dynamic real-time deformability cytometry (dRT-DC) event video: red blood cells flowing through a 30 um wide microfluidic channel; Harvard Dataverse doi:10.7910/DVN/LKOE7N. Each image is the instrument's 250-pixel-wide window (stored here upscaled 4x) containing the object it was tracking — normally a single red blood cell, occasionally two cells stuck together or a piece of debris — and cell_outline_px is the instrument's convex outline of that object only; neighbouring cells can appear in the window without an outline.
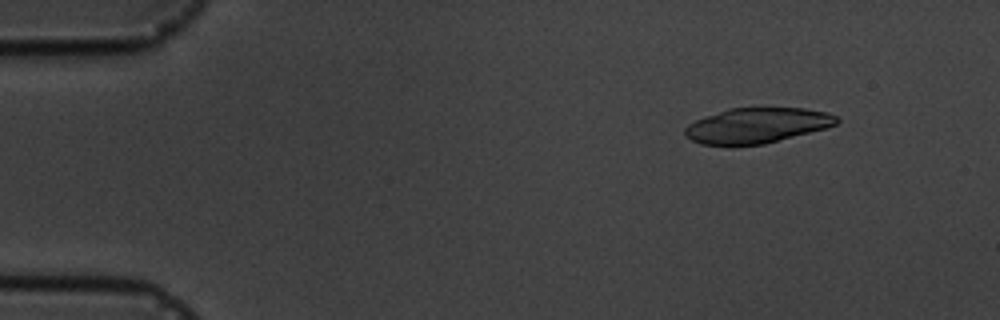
{"species": "common noctule bat (a hibernating species)", "species_latin": "Nyctalus noctula", "temperature_condition": "cold", "stored_images_in_passage": 6, "segment_of_instrument_passage": [2, 2], "camera_frame_rate_fps": 3000, "um_per_image_px": 0.085, "animal": {"sex": "male", "body_mass_g": 19.5, "forearm_length_mm": 54.6}, "frame": {"image": 1, "passage_image": 6, "time_ms": 7.667, "image_size_px": [1000, 320], "cell_outline_px": [[840, 120], [836, 124], [824, 128], [764, 144], [700, 144], [684, 136], [684, 128], [688, 124], [704, 116], [728, 108], [804, 108], [828, 112], [836, 116]], "centroid_in_image_um": [64.31, 10.65], "position_along_channel_um": 20.7, "area_um2": 30.87}}